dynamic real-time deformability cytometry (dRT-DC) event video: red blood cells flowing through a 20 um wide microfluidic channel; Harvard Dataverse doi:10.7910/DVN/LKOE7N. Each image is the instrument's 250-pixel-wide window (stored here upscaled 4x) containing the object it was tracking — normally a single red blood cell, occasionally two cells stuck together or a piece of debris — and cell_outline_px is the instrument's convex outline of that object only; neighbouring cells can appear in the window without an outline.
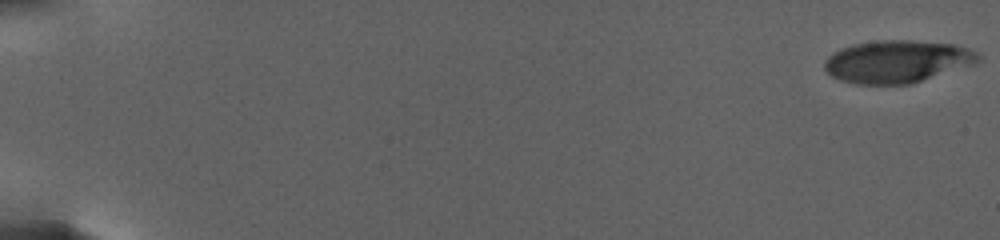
{"species": "human", "species_latin": "Homo sapiens", "temperature_condition": "warm", "stored_images_in_passage": 34, "camera_frame_rate_fps": 3000, "um_per_image_px": 0.085, "donor": {"sex": "female"}, "frame": {"image": 1, "passage_image": 1, "time_ms": 0.0, "image_size_px": [1000, 240], "cell_outline_px": [[980, 60], [976, 64], [912, 84], [856, 84], [840, 80], [832, 76], [824, 68], [824, 60], [832, 52], [840, 48], [852, 44], [876, 40], [908, 40], [956, 44], [968, 48], [976, 52], [980, 56]], "centroid_in_image_um": [76.27, 5.22], "position_along_channel_um": 8.7, "area_um2": 38.49}}
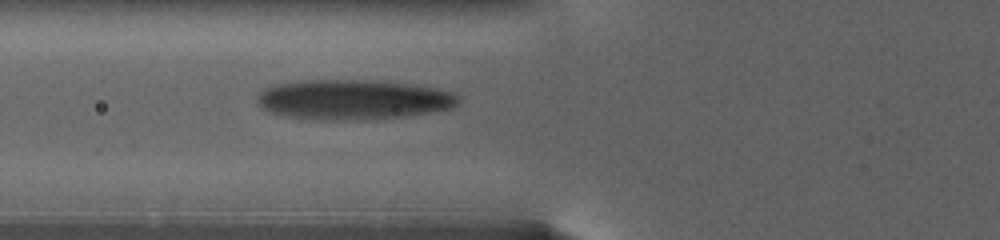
{"frame": {"image": 2, "passage_image": 29, "time_ms": 11.0, "image_size_px": [1000, 240], "cell_outline_px": [[460, 100], [452, 108], [428, 112], [400, 116], [360, 120], [316, 120], [280, 116], [268, 112], [260, 108], [256, 100], [256, 96], [264, 88], [276, 84], [308, 80], [364, 80], [404, 84], [432, 88], [452, 92], [460, 96]], "centroid_in_image_um": [29.9, 8.48], "position_along_channel_um": 95.9, "area_um2": 46.7}}
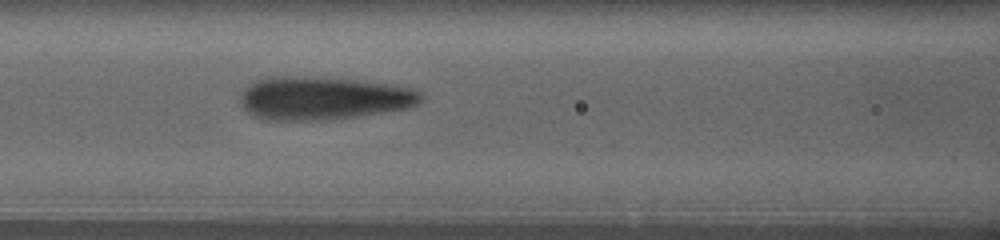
{"frame": {"image": 3, "passage_image": 34, "time_ms": 12.667, "image_size_px": [1000, 240], "cell_outline_px": [[424, 96], [420, 104], [412, 108], [332, 120], [260, 120], [252, 116], [240, 104], [240, 96], [244, 88], [248, 84], [256, 80], [268, 76], [304, 76], [356, 80], [388, 84], [412, 88], [420, 92]], "centroid_in_image_um": [27.46, 8.35], "position_along_channel_um": 139.1, "area_um2": 46.18}}